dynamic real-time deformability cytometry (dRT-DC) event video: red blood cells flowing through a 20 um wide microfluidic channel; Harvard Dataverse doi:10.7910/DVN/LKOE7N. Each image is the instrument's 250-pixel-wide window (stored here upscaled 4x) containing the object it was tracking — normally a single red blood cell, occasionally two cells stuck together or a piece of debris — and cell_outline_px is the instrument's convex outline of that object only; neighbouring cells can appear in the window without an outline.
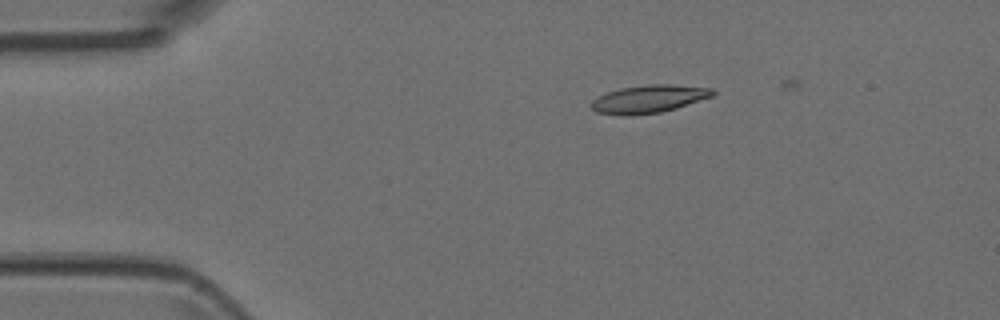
{"species": "Egyptian fruit bat (a non-hibernating species)", "species_latin": "Rousettus aegyptiacus", "temperature_condition": "room temperature", "stored_images_in_passage": 5, "camera_frame_rate_fps": 3000, "um_per_image_px": 0.085, "animal": {"sex": "female"}, "frame": {"image": 1, "passage_image": 3, "time_ms": 0.667, "image_size_px": [1000, 320], "cell_outline_px": [[716, 92], [712, 96], [676, 108], [660, 112], [628, 116], [620, 116], [596, 112], [592, 108], [592, 100], [608, 92], [620, 88], [648, 84], [668, 84], [712, 88]], "centroid_in_image_um": [55.14, 8.41], "position_along_channel_um": 29.9, "area_um2": 19.59}}
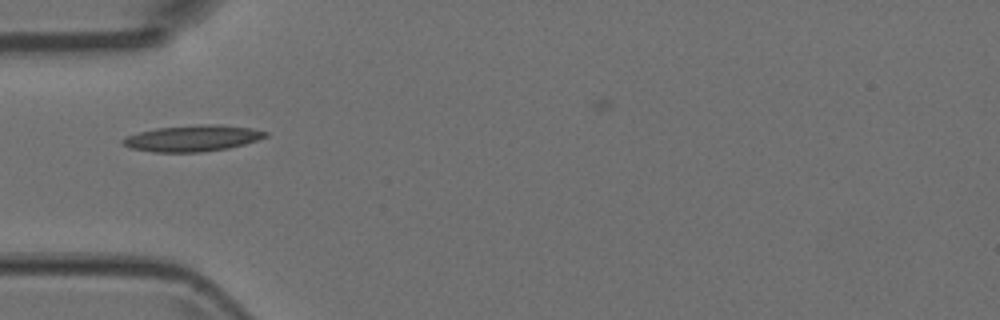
{"frame": {"image": 2, "passage_image": 5, "time_ms": 1.333, "image_size_px": [1000, 320], "cell_outline_px": [[268, 136], [244, 144], [228, 148], [200, 152], [152, 152], [132, 148], [124, 144], [120, 140], [124, 136], [156, 128], [200, 124], [220, 124], [252, 128], [268, 132]], "centroid_in_image_um": [16.37, 11.74], "position_along_channel_um": 68.6, "area_um2": 21.79}}